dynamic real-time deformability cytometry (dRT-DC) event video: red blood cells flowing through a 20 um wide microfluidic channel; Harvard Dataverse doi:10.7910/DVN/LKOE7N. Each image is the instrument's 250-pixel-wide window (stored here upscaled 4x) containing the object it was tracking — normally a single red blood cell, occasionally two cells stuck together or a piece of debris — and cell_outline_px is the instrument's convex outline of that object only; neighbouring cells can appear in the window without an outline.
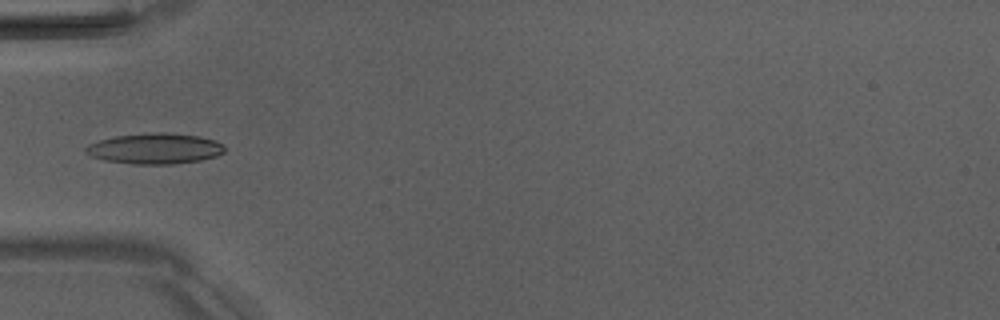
{"species": "Egyptian fruit bat (a non-hibernating species)", "species_latin": "Rousettus aegyptiacus", "temperature_condition": "room temperature", "stored_images_in_passage": 5, "camera_frame_rate_fps": 3000, "um_per_image_px": 0.085, "animal": {"sex": "male"}, "frame": {"image": 1, "passage_image": 4, "time_ms": 3.333, "image_size_px": [1000, 320], "cell_outline_px": [[224, 152], [216, 156], [200, 160], [172, 164], [132, 164], [104, 160], [92, 156], [84, 152], [84, 148], [88, 144], [100, 140], [116, 136], [160, 132], [168, 132], [200, 136], [224, 144]], "centroid_in_image_um": [13.16, 12.63], "position_along_channel_um": 71.8, "area_um2": 24.74}}